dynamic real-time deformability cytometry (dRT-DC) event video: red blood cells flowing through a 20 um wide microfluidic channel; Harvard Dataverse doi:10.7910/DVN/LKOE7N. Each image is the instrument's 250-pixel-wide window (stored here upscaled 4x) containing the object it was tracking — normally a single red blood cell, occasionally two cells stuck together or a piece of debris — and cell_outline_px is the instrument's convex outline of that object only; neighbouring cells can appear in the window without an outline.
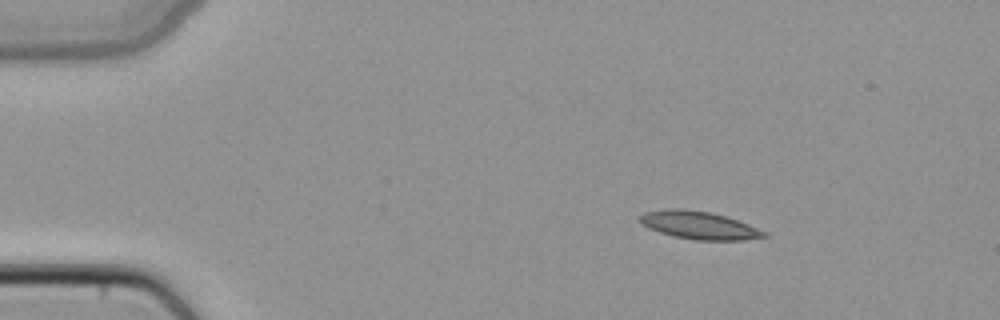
{"species": "common noctule bat (a hibernating species)", "species_latin": "Nyctalus noctula", "temperature_condition": "cold", "stored_images_in_passage": 42, "camera_frame_rate_fps": 3000, "um_per_image_px": 0.085, "animal": {"sex": "female", "body_mass_g": 22.7, "forearm_length_mm": 54.2}, "frame": {"image": 1, "passage_image": 1, "time_ms": 0.0, "image_size_px": [1000, 320], "cell_outline_px": [[768, 236], [744, 240], [696, 240], [672, 236], [648, 228], [640, 224], [640, 216], [644, 212], [664, 208], [684, 208], [708, 212], [724, 216], [748, 224], [768, 232]], "centroid_in_image_um": [59.39, 19.14], "position_along_channel_um": 25.6, "area_um2": 20.23}}
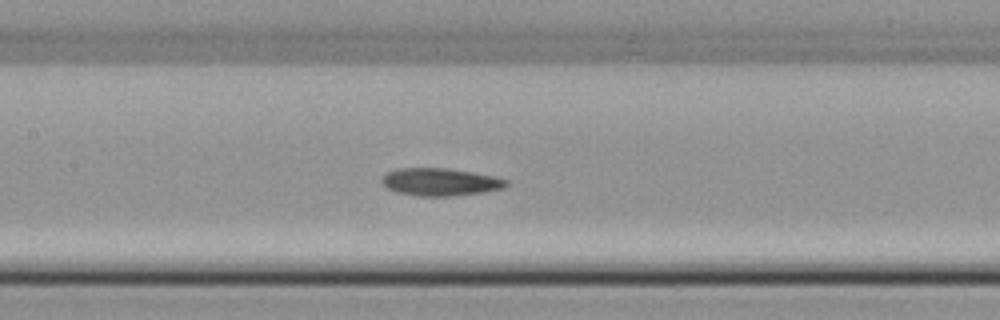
{"frame": {"image": 2, "passage_image": 17, "time_ms": 5.333, "image_size_px": [1000, 320], "cell_outline_px": [[508, 184], [504, 188], [484, 192], [448, 196], [420, 196], [396, 192], [388, 188], [380, 180], [380, 176], [396, 168], [448, 168], [496, 176], [508, 180]], "centroid_in_image_um": [37.42, 15.46], "position_along_channel_um": 170.0, "area_um2": 20.11}}
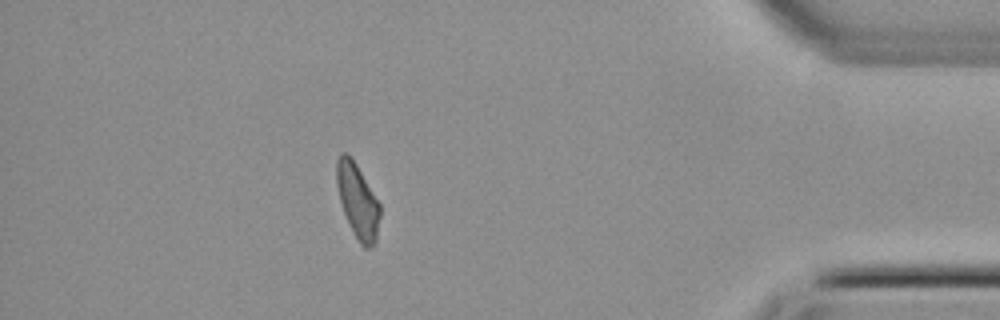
{"frame": {"image": 3, "passage_image": 37, "time_ms": 12.0, "image_size_px": [1000, 320], "cell_outline_px": [[380, 216], [376, 240], [372, 248], [364, 248], [360, 244], [344, 212], [340, 200], [336, 184], [336, 160], [340, 152], [348, 152], [356, 164], [380, 204]], "centroid_in_image_um": [30.39, 17.04], "position_along_channel_um": 404.8, "area_um2": 18.61}}